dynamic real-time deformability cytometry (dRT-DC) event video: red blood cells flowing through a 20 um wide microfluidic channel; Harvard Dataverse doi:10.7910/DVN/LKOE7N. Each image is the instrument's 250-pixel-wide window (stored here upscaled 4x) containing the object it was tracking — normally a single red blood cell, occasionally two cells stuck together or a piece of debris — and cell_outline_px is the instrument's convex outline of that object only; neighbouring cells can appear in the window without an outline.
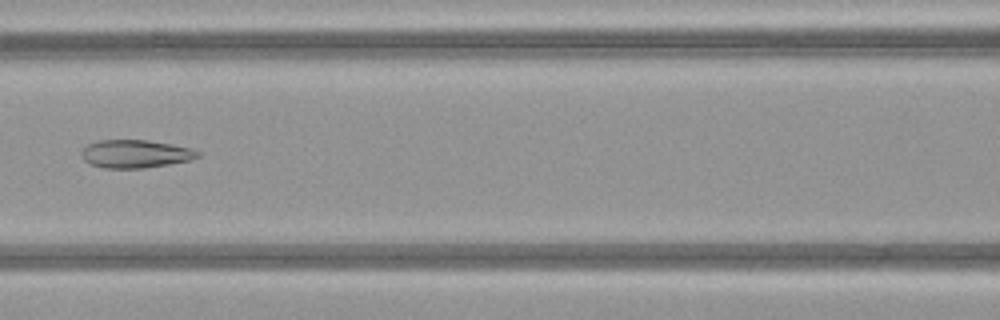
{"species": "common noctule bat (a hibernating species)", "species_latin": "Nyctalus noctula", "temperature_condition": "warm", "stored_images_in_passage": 49, "camera_frame_rate_fps": 3000, "um_per_image_px": 0.085, "animal": {"sex": "female", "body_mass_g": 21.9}, "frame": {"image": 1, "passage_image": 22, "time_ms": 7.0, "image_size_px": [1000, 320], "cell_outline_px": [[200, 156], [192, 160], [144, 168], [104, 168], [88, 164], [80, 156], [80, 152], [88, 144], [100, 140], [144, 140], [172, 144], [192, 148], [200, 152]], "centroid_in_image_um": [11.5, 13.08], "position_along_channel_um": 155.1, "area_um2": 19.13}}
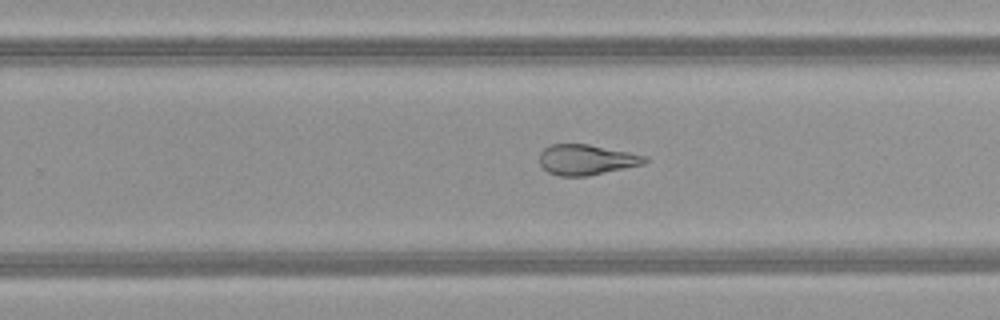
{"frame": {"image": 2, "passage_image": 31, "time_ms": 10.0, "image_size_px": [1000, 320], "cell_outline_px": [[648, 160], [644, 164], [588, 176], [560, 176], [548, 172], [540, 164], [540, 152], [544, 148], [552, 144], [588, 144], [648, 156]], "centroid_in_image_um": [49.85, 13.57], "position_along_channel_um": 280.0, "area_um2": 18.61}}
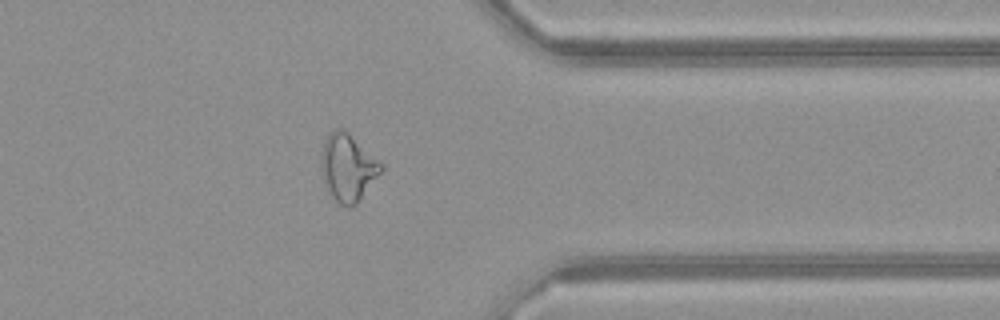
{"frame": {"image": 3, "passage_image": 39, "time_ms": 12.667, "image_size_px": [1000, 320], "cell_outline_px": [[384, 168], [356, 204], [348, 208], [340, 204], [328, 192], [324, 180], [320, 160], [324, 144], [328, 132], [332, 128], [344, 128], [380, 160], [384, 164]], "centroid_in_image_um": [29.57, 14.2], "position_along_channel_um": 381.8, "area_um2": 23.52}, "authors_computed_cell_mechanics": {"area_um2": 24.7384, "velocity_mm_per_s": 4.1801, "shape_relaxation_time_tau1_ms": null, "shape_relaxation_time_tau2_ms": 2.2047, "deformation_change_tau1": null, "deformation_change_tau2": 0.091}}